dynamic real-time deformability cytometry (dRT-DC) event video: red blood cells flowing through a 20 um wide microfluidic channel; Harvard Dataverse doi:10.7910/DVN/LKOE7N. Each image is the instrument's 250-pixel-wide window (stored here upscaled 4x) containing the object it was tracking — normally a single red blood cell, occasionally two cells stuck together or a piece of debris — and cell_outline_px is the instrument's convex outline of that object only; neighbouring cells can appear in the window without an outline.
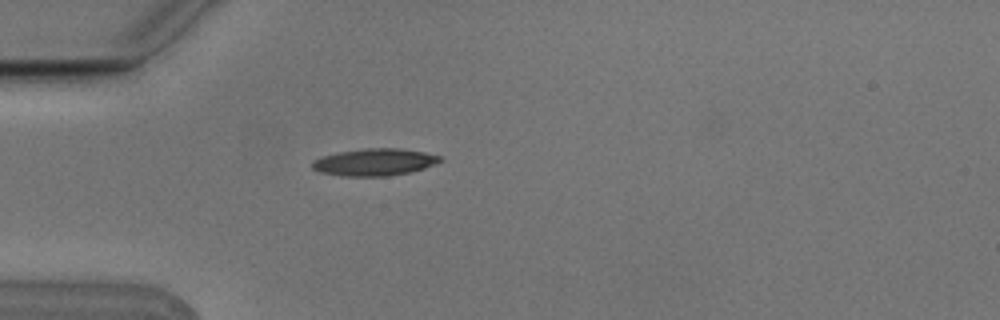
{"species": "Egyptian fruit bat (a non-hibernating species)", "species_latin": "Rousettus aegyptiacus", "temperature_condition": "cold", "stored_images_in_passage": 1, "camera_frame_rate_fps": 3000, "um_per_image_px": 0.085, "animal": {"sex": "male"}, "frame": {"image": 1, "passage_image": 1, "time_ms": 0.0, "image_size_px": [1000, 320], "cell_outline_px": [[444, 160], [424, 168], [408, 172], [388, 176], [344, 176], [320, 172], [312, 168], [312, 160], [324, 156], [340, 152], [364, 148], [400, 148], [424, 152], [440, 156]], "centroid_in_image_um": [31.84, 13.78], "position_along_channel_um": 53.2, "area_um2": 20.06}}